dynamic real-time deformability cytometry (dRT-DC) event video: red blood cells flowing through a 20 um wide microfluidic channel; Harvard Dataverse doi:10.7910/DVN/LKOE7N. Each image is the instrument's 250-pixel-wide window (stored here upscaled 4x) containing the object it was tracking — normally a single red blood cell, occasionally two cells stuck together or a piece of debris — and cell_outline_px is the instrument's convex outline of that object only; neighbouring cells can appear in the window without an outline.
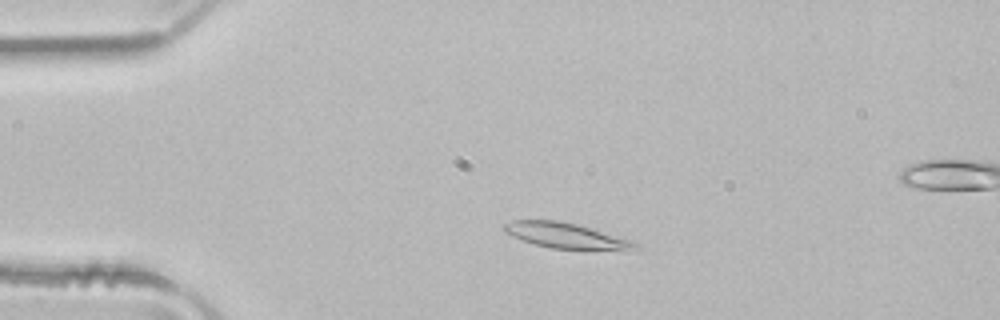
{"species": "common noctule bat (a hibernating species)", "species_latin": "Nyctalus noctula", "temperature_condition": "room temperature", "stored_images_in_passage": 49, "camera_frame_rate_fps": 3000, "um_per_image_px": 0.085, "animal": {"sex": "male", "body_mass_g": 21.5, "forearm_length_mm": 52.0}, "frame": {"image": 1, "passage_image": 8, "time_ms": 2.333, "image_size_px": [1000, 320], "cell_outline_px": [[640, 248], [628, 252], [624, 252], [552, 248], [536, 244], [512, 236], [504, 232], [500, 228], [504, 224], [512, 220], [556, 220], [576, 224], [636, 240], [640, 244]], "centroid_in_image_um": [48.29, 20.07], "position_along_channel_um": 36.7, "area_um2": 20.29}}
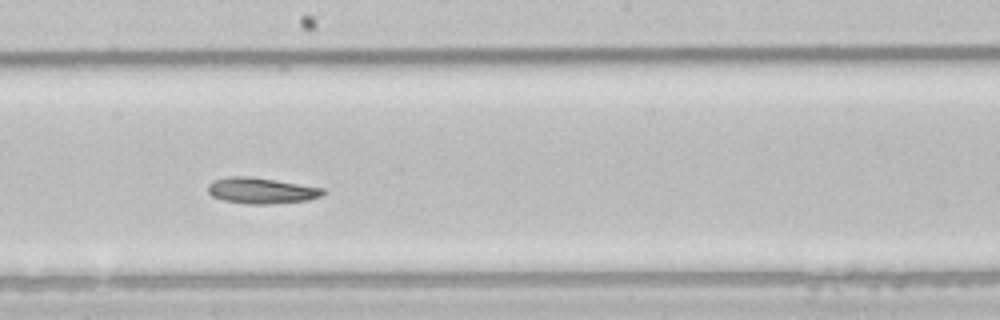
{"frame": {"image": 2, "passage_image": 25, "time_ms": 8.0, "image_size_px": [1000, 320], "cell_outline_px": [[324, 192], [320, 196], [308, 200], [272, 204], [248, 204], [224, 200], [212, 196], [208, 192], [208, 184], [212, 180], [228, 176], [248, 176], [324, 188]], "centroid_in_image_um": [22.17, 16.2], "position_along_channel_um": 226.0, "area_um2": 17.28}}
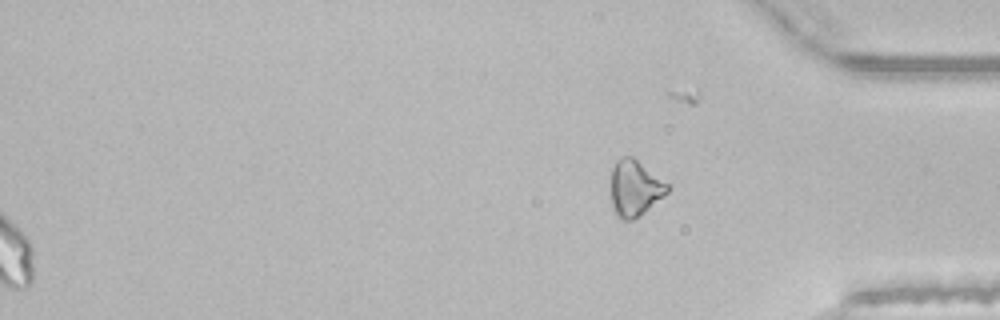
{"frame": {"image": 3, "passage_image": 49, "time_ms": 16.0, "image_size_px": [1000, 320], "cell_outline_px": [[672, 188], [664, 196], [644, 212], [632, 220], [620, 220], [616, 216], [612, 208], [612, 168], [616, 160], [624, 156], [632, 156], [672, 184]], "centroid_in_image_um": [54.01, 15.98], "position_along_channel_um": 381.2, "area_um2": 18.79}, "authors_computed_cell_mechanics": {"area_um2": 19.074, "velocity_mm_per_s": 3.9859, "shape_relaxation_time_tau1_ms": null, "shape_relaxation_time_tau2_ms": 5.0498, "deformation_change_tau1": null, "deformation_change_tau2": 0.096}}